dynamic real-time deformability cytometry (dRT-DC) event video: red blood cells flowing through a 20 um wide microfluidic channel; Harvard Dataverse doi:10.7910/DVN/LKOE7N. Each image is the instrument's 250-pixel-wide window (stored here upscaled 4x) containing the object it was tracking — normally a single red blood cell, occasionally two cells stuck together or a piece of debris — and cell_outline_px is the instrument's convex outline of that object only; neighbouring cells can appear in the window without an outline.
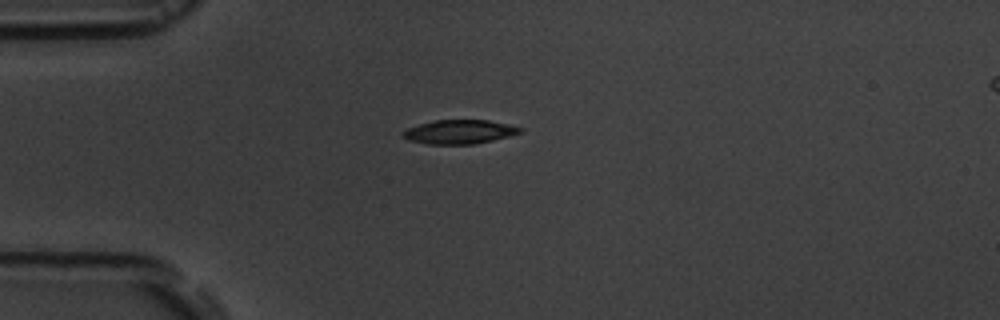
{"species": "common noctule bat (a hibernating species)", "species_latin": "Nyctalus noctula", "temperature_condition": "room temperature", "stored_images_in_passage": 2, "camera_frame_rate_fps": 3000, "um_per_image_px": 0.085, "animal": {"sex": "male", "body_mass_g": 19.5, "forearm_length_mm": 54.6}, "frame": {"image": 1, "passage_image": 1, "time_ms": 0.0, "image_size_px": [1000, 320], "cell_outline_px": [[524, 132], [492, 140], [472, 144], [428, 144], [408, 140], [400, 136], [400, 132], [408, 128], [420, 124], [436, 120], [488, 120], [508, 124], [524, 128]], "centroid_in_image_um": [39.04, 11.2], "position_along_channel_um": 46.0, "area_um2": 16.42}}